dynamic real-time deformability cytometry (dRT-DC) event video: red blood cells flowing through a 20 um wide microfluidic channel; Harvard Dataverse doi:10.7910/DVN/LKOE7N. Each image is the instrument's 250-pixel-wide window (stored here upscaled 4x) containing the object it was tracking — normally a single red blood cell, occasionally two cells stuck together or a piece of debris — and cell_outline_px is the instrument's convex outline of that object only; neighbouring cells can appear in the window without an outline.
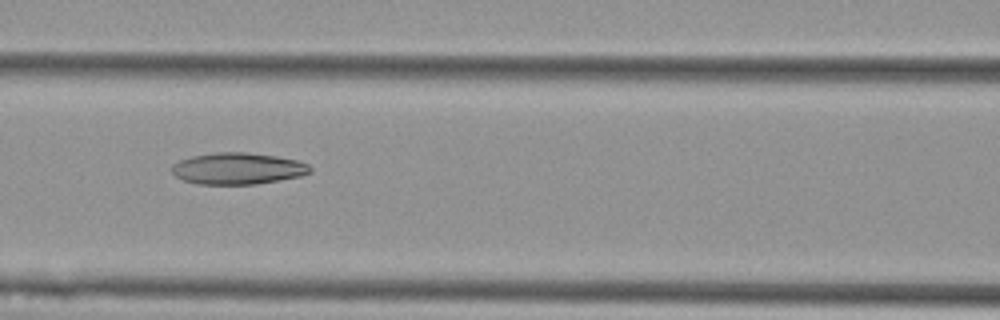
{"species": "Egyptian fruit bat (a non-hibernating species)", "species_latin": "Rousettus aegyptiacus", "temperature_condition": "cold", "stored_images_in_passage": 8, "camera_frame_rate_fps": 3000, "um_per_image_px": 0.085, "animal": {"sex": "female"}, "frame": {"image": 1, "passage_image": 7, "time_ms": 2.0, "image_size_px": [1000, 320], "cell_outline_px": [[312, 172], [300, 176], [256, 184], [196, 184], [184, 180], [176, 176], [172, 172], [172, 164], [180, 160], [192, 156], [216, 152], [244, 152], [276, 156], [296, 160], [308, 164], [312, 168]], "centroid_in_image_um": [20.21, 14.32], "position_along_channel_um": 146.4, "area_um2": 25.37}}
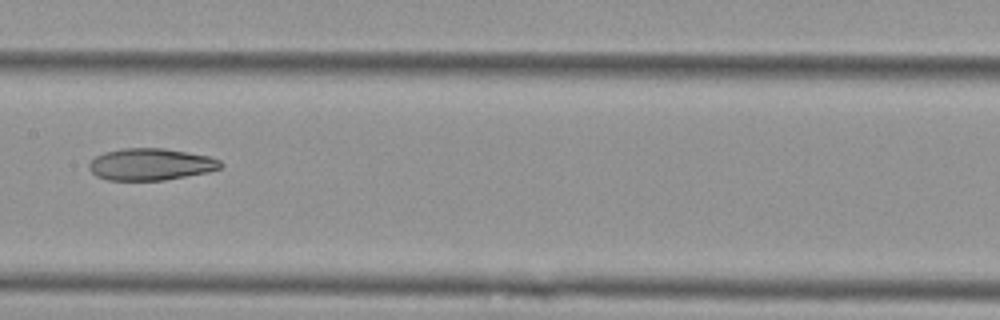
{"frame": {"image": 2, "passage_image": 8, "time_ms": 2.333, "image_size_px": [1000, 320], "cell_outline_px": [[224, 164], [220, 168], [208, 172], [164, 180], [108, 180], [96, 176], [88, 168], [88, 164], [96, 156], [104, 152], [120, 148], [164, 148], [208, 156], [220, 160]], "centroid_in_image_um": [12.79, 13.96], "position_along_channel_um": 194.6, "area_um2": 24.45}}